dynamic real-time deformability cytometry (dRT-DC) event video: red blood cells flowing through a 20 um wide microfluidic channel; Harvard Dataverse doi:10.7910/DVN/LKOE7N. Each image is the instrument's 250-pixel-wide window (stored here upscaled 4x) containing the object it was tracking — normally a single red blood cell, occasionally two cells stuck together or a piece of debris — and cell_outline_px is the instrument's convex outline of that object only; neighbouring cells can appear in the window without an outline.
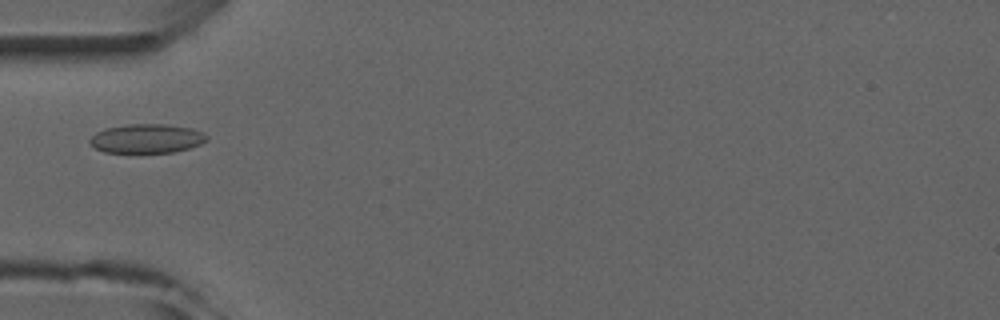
{"species": "common noctule bat (a hibernating species)", "species_latin": "Nyctalus noctula", "temperature_condition": "room temperature", "stored_images_in_passage": 3, "camera_frame_rate_fps": 3000, "um_per_image_px": 0.085, "animal": {"sex": "male", "forearm_length_mm": 52.5}, "frame": {"image": 1, "passage_image": 3, "time_ms": 2.333, "image_size_px": [1000, 320], "cell_outline_px": [[208, 140], [200, 144], [188, 148], [172, 152], [104, 152], [96, 148], [88, 140], [96, 132], [104, 128], [128, 124], [164, 124], [192, 128], [204, 132], [208, 136]], "centroid_in_image_um": [12.49, 11.76], "position_along_channel_um": 72.5, "area_um2": 19.77}}